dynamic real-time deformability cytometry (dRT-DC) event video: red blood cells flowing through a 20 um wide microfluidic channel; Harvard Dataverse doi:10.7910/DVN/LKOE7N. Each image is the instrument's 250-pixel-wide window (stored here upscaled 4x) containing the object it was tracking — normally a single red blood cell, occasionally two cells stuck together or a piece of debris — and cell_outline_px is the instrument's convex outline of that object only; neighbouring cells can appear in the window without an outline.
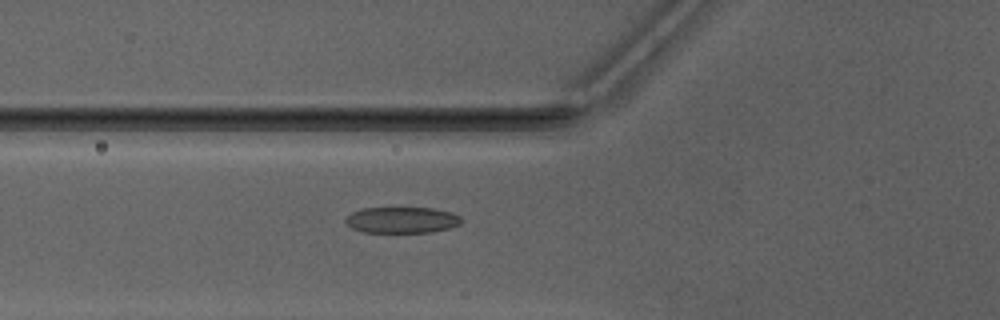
{"species": "Egyptian fruit bat (a non-hibernating species)", "species_latin": "Rousettus aegyptiacus", "temperature_condition": "warm", "stored_images_in_passage": 40, "camera_frame_rate_fps": 3000, "um_per_image_px": 0.085, "animal": {"sex": "male"}, "frame": {"image": 1, "passage_image": 12, "time_ms": 3.667, "image_size_px": [1000, 320], "cell_outline_px": [[460, 224], [448, 228], [432, 232], [364, 232], [352, 228], [344, 220], [352, 212], [364, 208], [388, 204], [432, 208], [452, 212], [460, 216]], "centroid_in_image_um": [34.13, 18.64], "position_along_channel_um": 91.7, "area_um2": 18.44}}
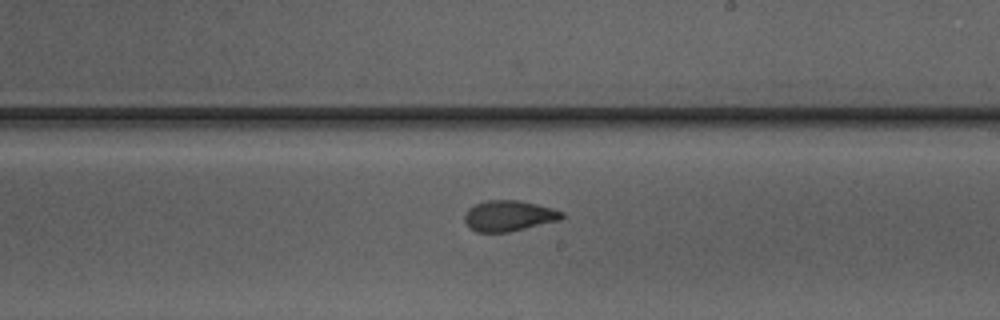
{"frame": {"image": 2, "passage_image": 23, "time_ms": 7.333, "image_size_px": [1000, 320], "cell_outline_px": [[564, 216], [560, 220], [508, 232], [476, 232], [468, 228], [464, 220], [464, 216], [468, 208], [476, 204], [488, 200], [520, 200], [552, 208], [564, 212]], "centroid_in_image_um": [43.23, 18.35], "position_along_channel_um": 245.8, "area_um2": 17.46}}
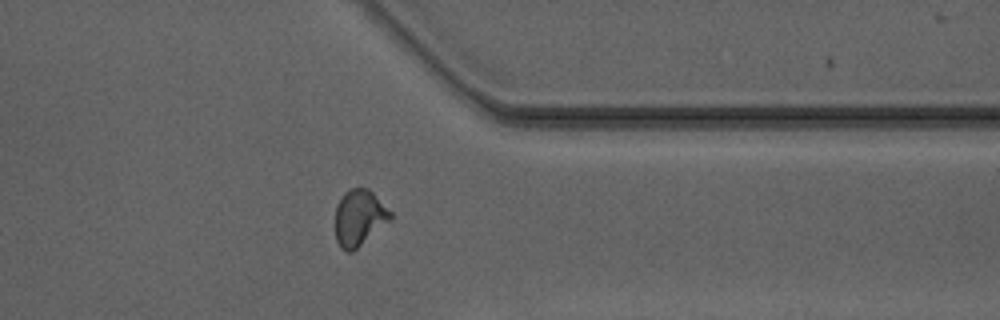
{"frame": {"image": 3, "passage_image": 33, "time_ms": 10.667, "image_size_px": [1000, 320], "cell_outline_px": [[392, 220], [352, 252], [348, 252], [340, 248], [336, 240], [336, 204], [344, 192], [348, 188], [368, 188], [392, 212]], "centroid_in_image_um": [30.54, 18.51], "position_along_channel_um": 380.9, "area_um2": 18.21}}